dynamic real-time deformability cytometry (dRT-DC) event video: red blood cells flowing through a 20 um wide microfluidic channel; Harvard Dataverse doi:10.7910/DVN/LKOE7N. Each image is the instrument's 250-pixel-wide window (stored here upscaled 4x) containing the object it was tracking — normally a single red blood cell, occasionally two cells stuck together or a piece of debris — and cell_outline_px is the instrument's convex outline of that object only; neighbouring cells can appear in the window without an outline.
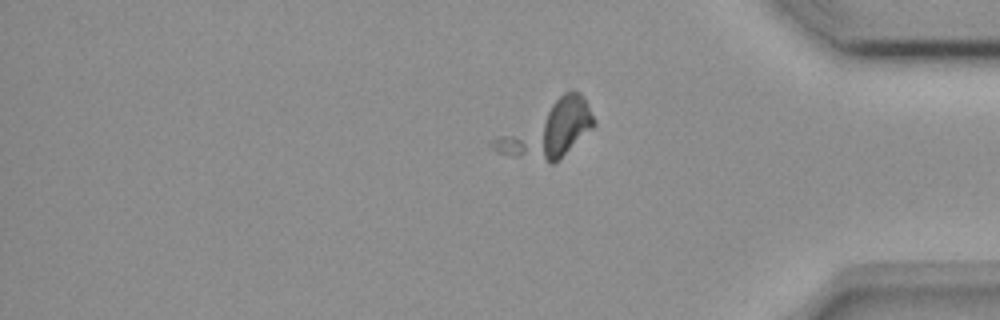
{"species": "common noctule bat (a hibernating species)", "species_latin": "Nyctalus noctula", "temperature_condition": "room temperature", "stored_images_in_passage": 43, "camera_frame_rate_fps": 3000, "um_per_image_px": 0.085, "animal": {"sex": "female", "body_mass_g": 18.4}, "frame": {"image": 1, "passage_image": 33, "time_ms": 10.667, "image_size_px": [1000, 320], "cell_outline_px": [[596, 124], [592, 128], [552, 164], [548, 164], [496, 152], [492, 148], [492, 140], [564, 92], [580, 92], [584, 96], [596, 120]], "centroid_in_image_um": [46.61, 11.05], "position_along_channel_um": 388.6, "area_um2": 31.21}}
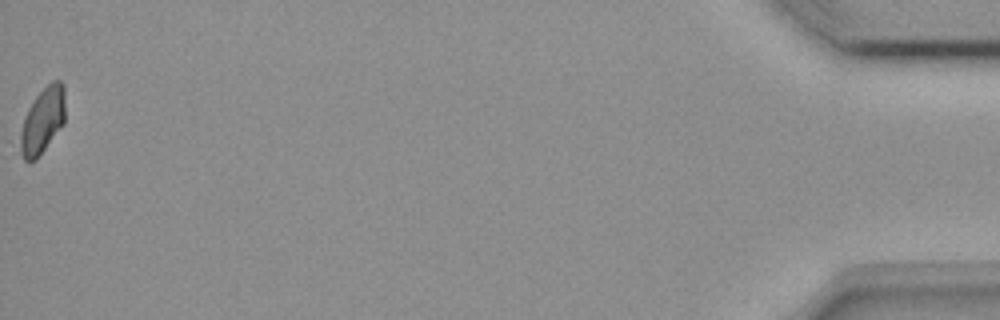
{"frame": {"image": 2, "passage_image": 43, "time_ms": 14.0, "image_size_px": [1000, 320], "cell_outline_px": [[64, 124], [36, 160], [24, 160], [20, 152], [20, 132], [24, 116], [28, 108], [36, 96], [52, 80], [60, 80], [64, 84]], "centroid_in_image_um": [3.62, 10.25], "position_along_channel_um": 431.6, "area_um2": 17.22}}